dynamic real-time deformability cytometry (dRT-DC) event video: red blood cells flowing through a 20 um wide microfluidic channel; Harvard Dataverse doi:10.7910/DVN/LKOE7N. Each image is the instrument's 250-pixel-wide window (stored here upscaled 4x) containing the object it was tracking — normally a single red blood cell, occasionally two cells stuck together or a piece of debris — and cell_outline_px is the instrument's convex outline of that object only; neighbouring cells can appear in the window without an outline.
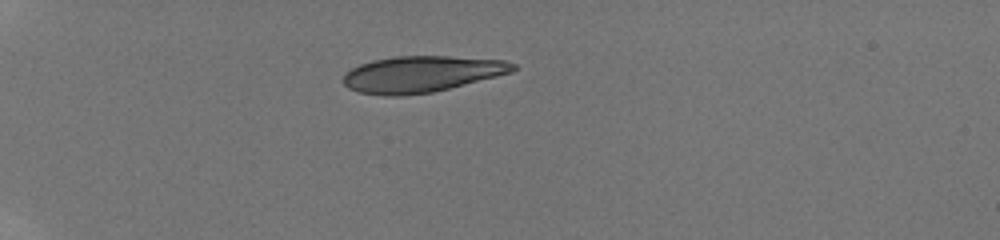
{"species": "human", "species_latin": "Homo sapiens", "temperature_condition": "room temperature", "stored_images_in_passage": 13, "camera_frame_rate_fps": 3000, "um_per_image_px": 0.085, "donor": {"sex": "male"}, "frame": {"image": 1, "passage_image": 1, "time_ms": 0.0, "image_size_px": [1000, 240], "cell_outline_px": [[516, 68], [512, 72], [432, 92], [400, 96], [384, 96], [360, 92], [348, 88], [344, 84], [344, 76], [352, 68], [360, 64], [372, 60], [392, 56], [448, 56], [504, 60], [516, 64]], "centroid_in_image_um": [35.81, 6.29], "position_along_channel_um": 49.2, "area_um2": 35.6}}
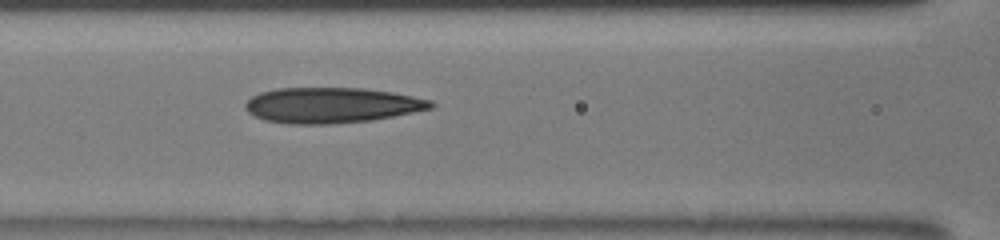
{"frame": {"image": 2, "passage_image": 8, "time_ms": 3.333, "image_size_px": [1000, 240], "cell_outline_px": [[436, 104], [432, 108], [372, 120], [332, 124], [288, 124], [264, 120], [248, 112], [244, 108], [244, 104], [252, 96], [260, 92], [276, 88], [364, 88], [392, 92], [432, 100]], "centroid_in_image_um": [28.16, 8.94], "position_along_channel_um": 138.4, "area_um2": 38.44}}
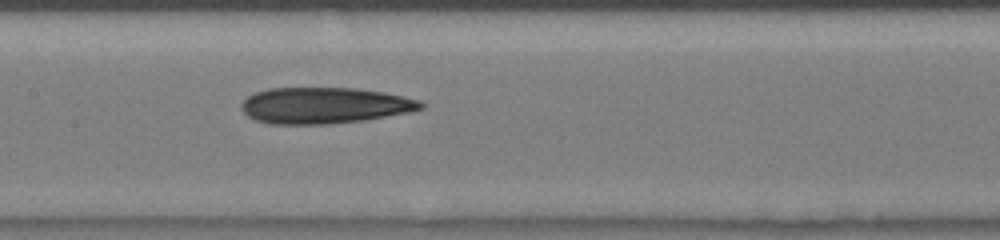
{"frame": {"image": 3, "passage_image": 11, "time_ms": 4.333, "image_size_px": [1000, 240], "cell_outline_px": [[424, 108], [408, 112], [364, 120], [328, 124], [268, 124], [256, 120], [248, 116], [240, 108], [240, 104], [248, 96], [256, 92], [268, 88], [356, 88], [384, 92], [420, 100], [424, 104]], "centroid_in_image_um": [27.56, 8.96], "position_along_channel_um": 179.8, "area_um2": 37.86}}